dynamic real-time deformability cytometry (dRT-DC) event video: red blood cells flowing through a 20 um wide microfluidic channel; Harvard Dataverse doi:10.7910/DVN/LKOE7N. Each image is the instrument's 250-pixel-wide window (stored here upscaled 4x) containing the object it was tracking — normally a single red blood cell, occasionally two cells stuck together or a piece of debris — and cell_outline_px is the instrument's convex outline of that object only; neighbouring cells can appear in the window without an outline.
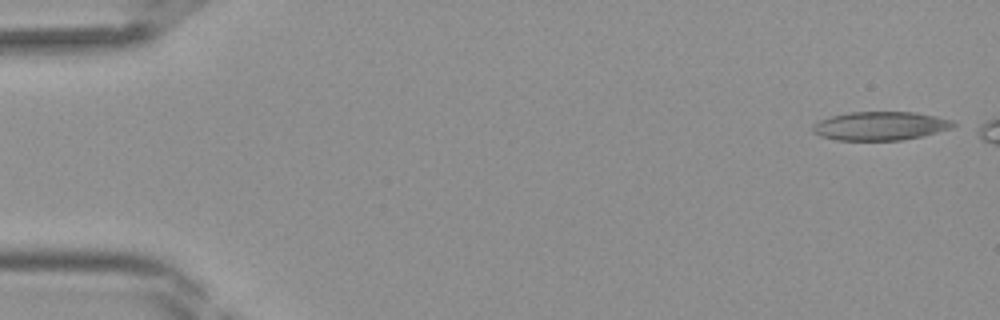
{"species": "Egyptian fruit bat (a non-hibernating species)", "species_latin": "Rousettus aegyptiacus", "temperature_condition": "room temperature", "stored_images_in_passage": 6, "camera_frame_rate_fps": 3000, "um_per_image_px": 0.085, "frame": {"image": 1, "passage_image": 1, "time_ms": 0.0, "image_size_px": [1000, 320], "cell_outline_px": [[956, 124], [952, 128], [924, 136], [900, 140], [836, 140], [820, 136], [812, 132], [812, 128], [820, 120], [832, 116], [848, 112], [916, 112], [936, 116], [952, 120]], "centroid_in_image_um": [74.85, 10.7], "position_along_channel_um": 10.2, "area_um2": 23.47}}